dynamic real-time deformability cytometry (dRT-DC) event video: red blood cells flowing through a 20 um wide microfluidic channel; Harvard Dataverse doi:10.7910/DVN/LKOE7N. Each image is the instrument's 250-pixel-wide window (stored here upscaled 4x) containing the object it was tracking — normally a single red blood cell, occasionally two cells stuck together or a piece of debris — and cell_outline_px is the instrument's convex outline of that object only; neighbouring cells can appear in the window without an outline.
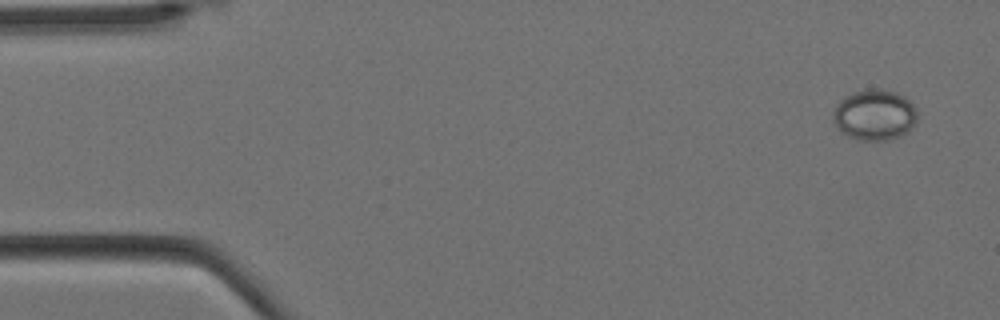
{"species": "Egyptian fruit bat (a non-hibernating species)", "species_latin": "Rousettus aegyptiacus", "temperature_condition": "cold", "stored_images_in_passage": 6, "camera_frame_rate_fps": 3000, "um_per_image_px": 0.085, "animal": {"sex": "female"}, "frame": {"image": 1, "passage_image": 1, "time_ms": 0.0, "image_size_px": [1000, 320], "cell_outline_px": [[916, 120], [912, 128], [908, 132], [900, 136], [888, 140], [856, 140], [840, 132], [832, 116], [832, 112], [836, 104], [844, 96], [852, 92], [868, 88], [876, 88], [896, 92], [904, 96], [916, 108]], "centroid_in_image_um": [74.31, 9.76], "position_along_channel_um": 10.7, "area_um2": 25.2}}